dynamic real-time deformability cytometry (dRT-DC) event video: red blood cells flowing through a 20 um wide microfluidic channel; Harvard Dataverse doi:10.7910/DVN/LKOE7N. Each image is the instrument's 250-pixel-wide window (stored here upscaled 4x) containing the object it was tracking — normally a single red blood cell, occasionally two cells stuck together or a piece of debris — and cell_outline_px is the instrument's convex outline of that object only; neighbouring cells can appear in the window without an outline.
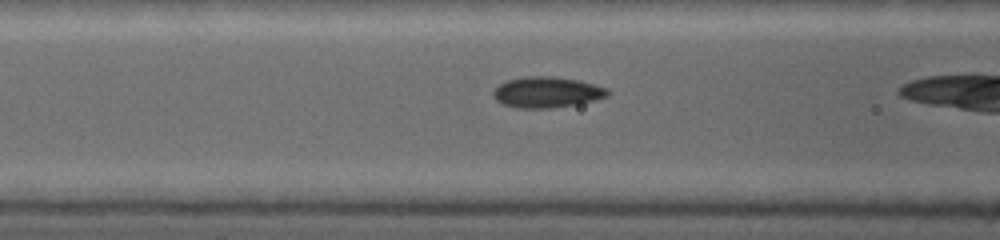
{"species": "common noctule bat (a hibernating species)", "species_latin": "Nyctalus noctula", "temperature_condition": "warm", "stored_images_in_passage": 6, "camera_frame_rate_fps": 5000, "um_per_image_px": 0.085, "animal": {"sex": "female", "body_mass_g": 19.0, "forearm_length_mm": 53.3}, "frame": {"image": 1, "passage_image": 5, "time_ms": 2.0, "image_size_px": [1000, 240], "cell_outline_px": [[608, 96], [592, 100], [572, 104], [544, 108], [520, 108], [504, 104], [496, 100], [492, 92], [500, 84], [508, 80], [528, 76], [540, 76], [576, 80], [608, 88]], "centroid_in_image_um": [46.44, 7.84], "position_along_channel_um": 120.2, "area_um2": 19.77}}